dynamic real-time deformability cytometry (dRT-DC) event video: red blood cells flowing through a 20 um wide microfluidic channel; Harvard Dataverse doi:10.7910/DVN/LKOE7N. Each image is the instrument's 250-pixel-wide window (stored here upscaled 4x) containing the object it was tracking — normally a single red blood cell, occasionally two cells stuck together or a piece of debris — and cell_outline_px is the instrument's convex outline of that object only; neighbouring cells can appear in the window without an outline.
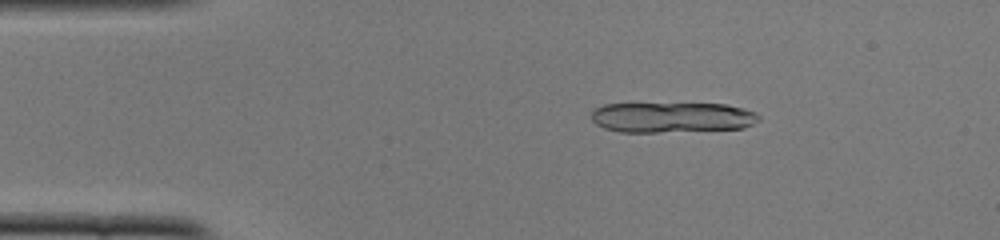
{"species": "common noctule bat (a hibernating species)", "species_latin": "Nyctalus noctula", "temperature_condition": "cold", "stored_images_in_passage": 51, "camera_frame_rate_fps": 3000, "um_per_image_px": 0.085, "animal": {"sex": "female", "body_mass_g": 22.0, "forearm_length_mm": 56.7}, "frame": {"image": 1, "passage_image": 8, "time_ms": 2.333, "image_size_px": [1000, 240], "cell_outline_px": [[760, 120], [744, 128], [656, 132], [620, 132], [604, 128], [596, 124], [592, 120], [592, 108], [604, 104], [724, 104], [744, 108], [756, 112], [760, 116]], "centroid_in_image_um": [57.11, 9.97], "position_along_channel_um": 27.9, "area_um2": 29.65}}
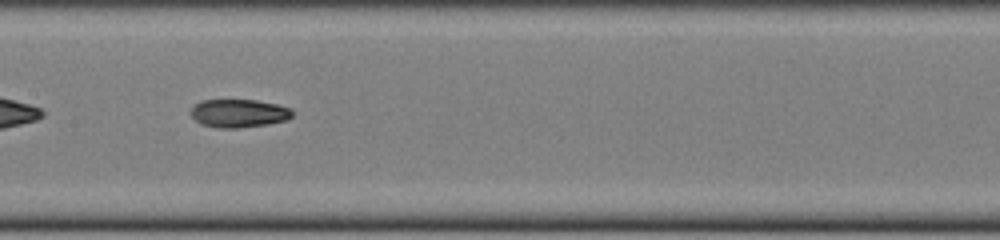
{"frame": {"image": 2, "passage_image": 25, "time_ms": 8.0, "image_size_px": [1000, 240], "cell_outline_px": [[292, 116], [288, 120], [268, 124], [236, 128], [216, 128], [200, 124], [192, 116], [192, 108], [200, 100], [256, 100], [276, 104], [292, 108]], "centroid_in_image_um": [20.32, 9.63], "position_along_channel_um": 187.1, "area_um2": 16.7}}
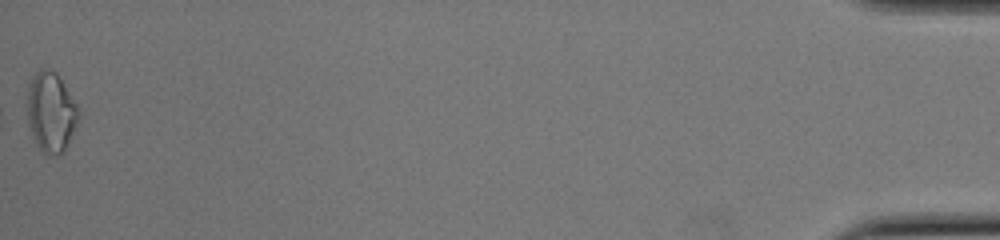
{"frame": {"image": 3, "passage_image": 51, "time_ms": 16.667, "image_size_px": [1000, 240], "cell_outline_px": [[80, 116], [64, 152], [60, 156], [48, 156], [36, 144], [32, 136], [28, 124], [28, 84], [36, 72], [40, 68], [48, 68], [56, 72], [80, 108]], "centroid_in_image_um": [4.35, 9.54], "position_along_channel_um": 430.9, "area_um2": 24.16}, "authors_computed_cell_mechanics": {"area_um2": 17.3978, "velocity_mm_per_s": 3.9352, "shape_relaxation_time_tau1_ms": 7.6766, "shape_relaxation_time_tau2_ms": 5.5444, "deformation_change_tau1": 0.236, "deformation_change_tau2": 0.1067}}